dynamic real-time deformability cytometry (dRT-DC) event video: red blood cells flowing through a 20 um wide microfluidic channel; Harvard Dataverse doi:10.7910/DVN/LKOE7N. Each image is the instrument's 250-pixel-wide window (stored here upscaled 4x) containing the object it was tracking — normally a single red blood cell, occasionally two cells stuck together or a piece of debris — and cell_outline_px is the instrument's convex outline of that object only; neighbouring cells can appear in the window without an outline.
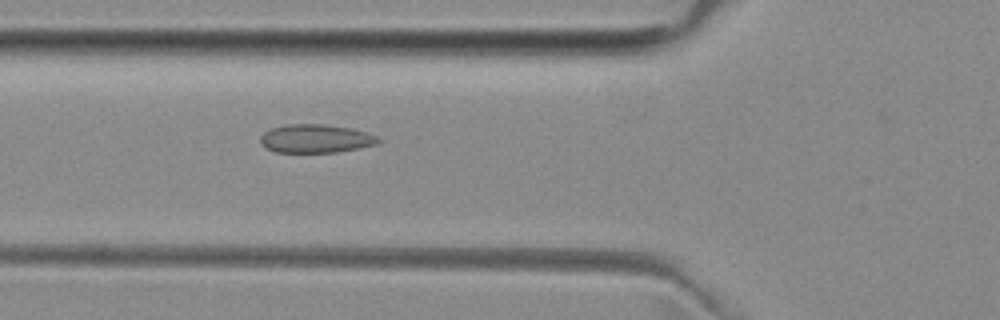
{"species": "common noctule bat (a hibernating species)", "species_latin": "Nyctalus noctula", "temperature_condition": "room temperature", "stored_images_in_passage": 3, "camera_frame_rate_fps": 3000, "um_per_image_px": 0.085, "animal": {"sex": "female", "body_mass_g": 29.2, "forearm_length_mm": 56.3}, "frame": {"image": 1, "passage_image": 3, "time_ms": 3.0, "image_size_px": [1000, 320], "cell_outline_px": [[384, 140], [376, 144], [336, 152], [276, 152], [264, 148], [260, 144], [260, 136], [264, 132], [272, 128], [288, 124], [320, 124], [352, 128], [376, 136]], "centroid_in_image_um": [26.8, 11.78], "position_along_channel_um": 99.0, "area_um2": 19.48}}